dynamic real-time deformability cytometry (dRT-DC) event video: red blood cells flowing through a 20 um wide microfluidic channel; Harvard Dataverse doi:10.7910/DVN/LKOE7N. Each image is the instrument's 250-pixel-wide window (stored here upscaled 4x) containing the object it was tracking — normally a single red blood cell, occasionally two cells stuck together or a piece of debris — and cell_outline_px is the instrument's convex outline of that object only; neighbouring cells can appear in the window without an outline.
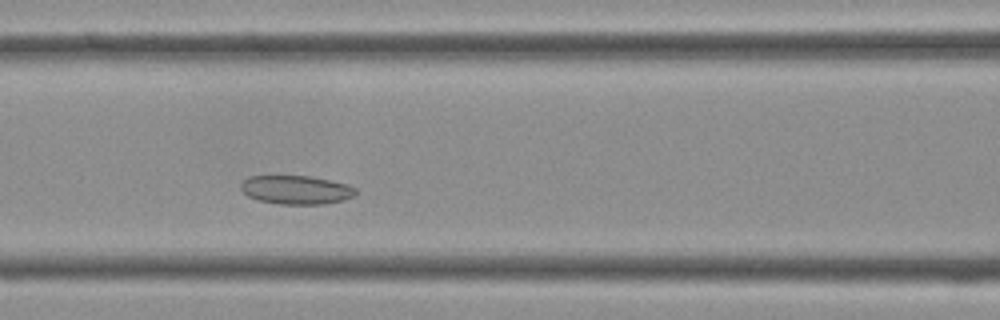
{"species": "Egyptian fruit bat (a non-hibernating species)", "species_latin": "Rousettus aegyptiacus", "temperature_condition": "cold", "stored_images_in_passage": 31, "camera_frame_rate_fps": 3000, "um_per_image_px": 0.085, "frame": {"image": 1, "passage_image": 7, "time_ms": 2.0, "image_size_px": [1000, 320], "cell_outline_px": [[356, 196], [344, 200], [324, 204], [280, 204], [256, 200], [248, 196], [240, 188], [240, 184], [248, 176], [308, 176], [348, 184], [356, 188]], "centroid_in_image_um": [25.18, 16.14], "position_along_channel_um": 141.4, "area_um2": 19.31}}
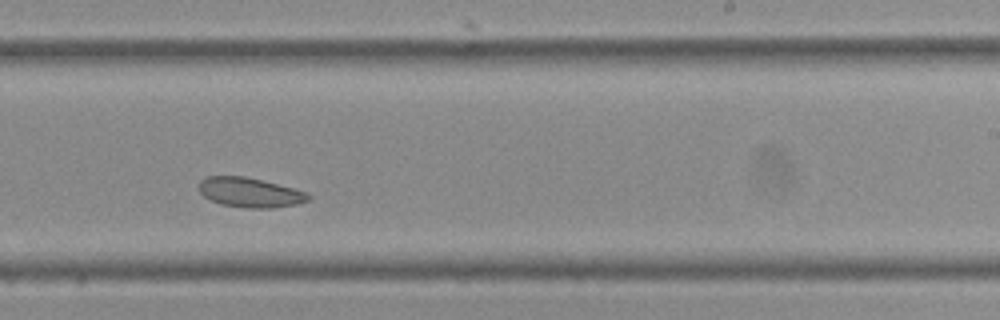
{"frame": {"image": 2, "passage_image": 15, "time_ms": 4.667, "image_size_px": [1000, 320], "cell_outline_px": [[312, 196], [308, 200], [296, 204], [272, 208], [248, 208], [220, 204], [204, 196], [200, 192], [200, 180], [208, 176], [244, 176], [308, 192]], "centroid_in_image_um": [21.25, 16.36], "position_along_channel_um": 267.7, "area_um2": 18.67}}
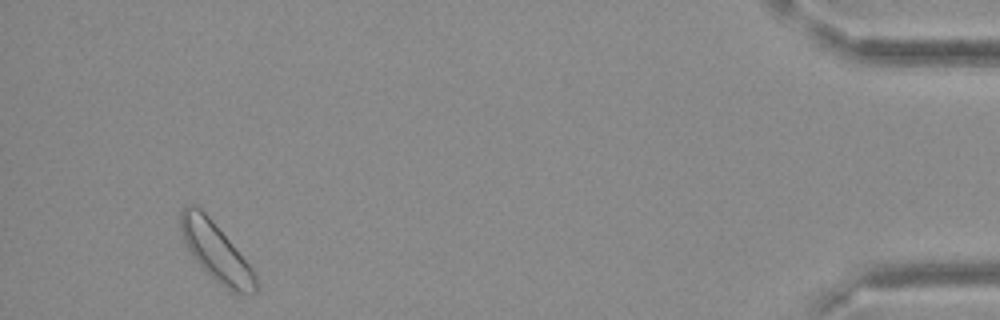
{"frame": {"image": 3, "passage_image": 29, "time_ms": 9.333, "image_size_px": [1000, 320], "cell_outline_px": [[256, 292], [236, 292], [216, 280], [196, 260], [188, 248], [184, 240], [180, 228], [180, 208], [184, 204], [196, 204], [212, 220], [252, 268], [256, 276]], "centroid_in_image_um": [18.3, 21.3], "position_along_channel_um": 416.9, "area_um2": 24.51}}